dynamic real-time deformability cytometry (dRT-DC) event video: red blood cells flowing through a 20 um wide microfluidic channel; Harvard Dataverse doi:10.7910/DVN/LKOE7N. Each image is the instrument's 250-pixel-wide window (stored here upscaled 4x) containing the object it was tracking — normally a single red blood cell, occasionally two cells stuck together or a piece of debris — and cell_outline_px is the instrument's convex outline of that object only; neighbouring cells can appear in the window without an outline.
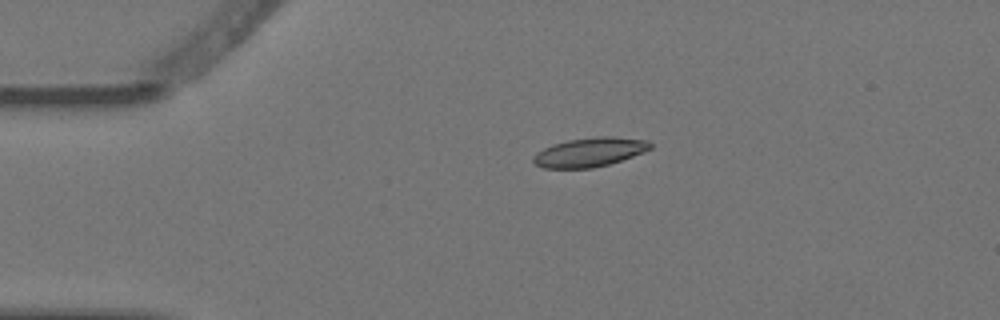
{"species": "Egyptian fruit bat (a non-hibernating species)", "species_latin": "Rousettus aegyptiacus", "temperature_condition": "warm", "stored_images_in_passage": 4, "camera_frame_rate_fps": 3000, "um_per_image_px": 0.085, "animal": {"sex": "female"}, "frame": {"image": 1, "passage_image": 3, "time_ms": 0.667, "image_size_px": [1000, 320], "cell_outline_px": [[652, 148], [644, 152], [608, 164], [592, 168], [544, 168], [536, 164], [532, 160], [532, 156], [536, 152], [552, 144], [568, 140], [604, 136], [612, 136], [648, 140], [652, 144]], "centroid_in_image_um": [50.11, 12.93], "position_along_channel_um": 34.9, "area_um2": 19.77}}